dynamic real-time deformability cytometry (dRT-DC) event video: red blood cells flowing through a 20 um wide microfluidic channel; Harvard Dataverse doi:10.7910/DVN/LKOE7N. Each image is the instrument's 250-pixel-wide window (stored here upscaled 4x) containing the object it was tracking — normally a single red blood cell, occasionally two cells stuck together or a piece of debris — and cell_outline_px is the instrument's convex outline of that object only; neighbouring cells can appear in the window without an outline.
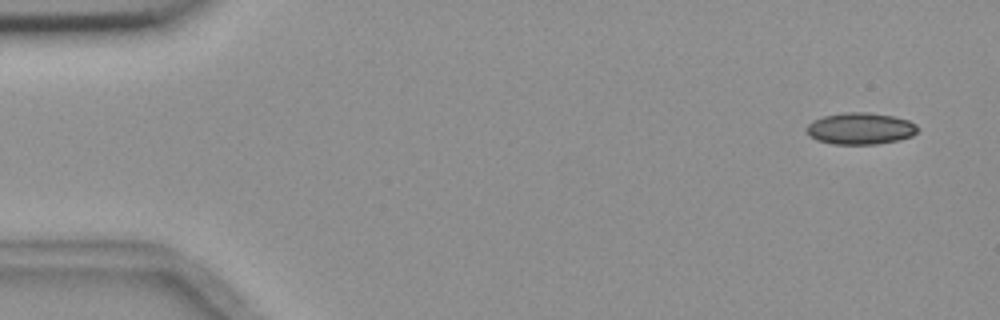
{"species": "common noctule bat (a hibernating species)", "species_latin": "Nyctalus noctula", "temperature_condition": "room temperature", "stored_images_in_passage": 5, "camera_frame_rate_fps": 3000, "um_per_image_px": 0.085, "animal": {"sex": "female", "body_mass_g": 18.4}, "frame": {"image": 1, "passage_image": 1, "time_ms": 0.0, "image_size_px": [1000, 320], "cell_outline_px": [[920, 128], [912, 136], [896, 140], [876, 144], [832, 144], [816, 140], [808, 136], [804, 128], [812, 120], [824, 116], [844, 112], [868, 112], [892, 116], [908, 120], [916, 124]], "centroid_in_image_um": [73.08, 10.92], "position_along_channel_um": 11.9, "area_um2": 20.69}}
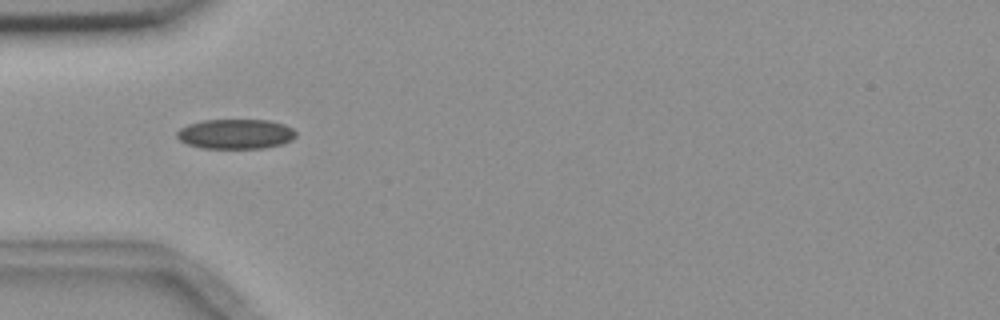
{"frame": {"image": 2, "passage_image": 5, "time_ms": 4.667, "image_size_px": [1000, 320], "cell_outline_px": [[296, 136], [292, 140], [280, 144], [264, 148], [204, 148], [188, 144], [180, 140], [176, 136], [176, 132], [180, 128], [188, 124], [200, 120], [268, 120], [284, 124], [292, 128], [296, 132]], "centroid_in_image_um": [20.02, 11.38], "position_along_channel_um": 65.0, "area_um2": 20.69}}